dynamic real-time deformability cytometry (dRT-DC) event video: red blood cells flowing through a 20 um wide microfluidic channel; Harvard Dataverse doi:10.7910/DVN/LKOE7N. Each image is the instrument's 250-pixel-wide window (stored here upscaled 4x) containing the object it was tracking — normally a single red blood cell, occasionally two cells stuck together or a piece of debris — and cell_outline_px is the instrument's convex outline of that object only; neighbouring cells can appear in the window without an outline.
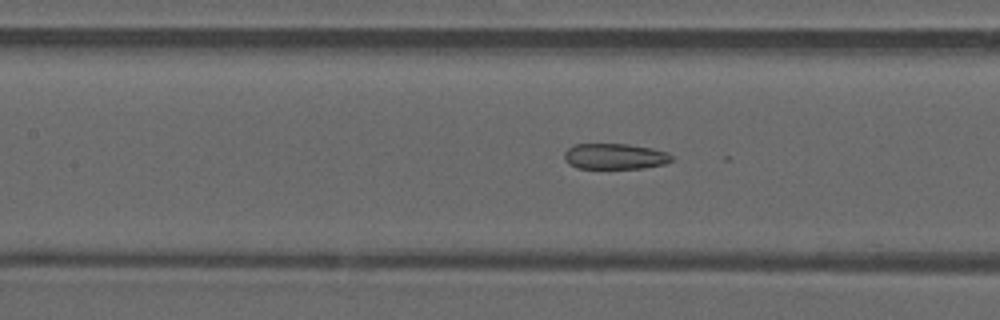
{"species": "common noctule bat (a hibernating species)", "species_latin": "Nyctalus noctula", "temperature_condition": "warm", "stored_images_in_passage": 7, "camera_frame_rate_fps": 3000, "um_per_image_px": 0.085, "animal": {"sex": "male", "forearm_length_mm": 52.5}, "frame": {"image": 1, "passage_image": 7, "time_ms": 2.0, "image_size_px": [1000, 320], "cell_outline_px": [[676, 160], [664, 164], [644, 168], [576, 168], [568, 164], [564, 160], [564, 152], [568, 148], [576, 144], [628, 144], [652, 148], [668, 152]], "centroid_in_image_um": [52.28, 13.29], "position_along_channel_um": 155.1, "area_um2": 16.3}}